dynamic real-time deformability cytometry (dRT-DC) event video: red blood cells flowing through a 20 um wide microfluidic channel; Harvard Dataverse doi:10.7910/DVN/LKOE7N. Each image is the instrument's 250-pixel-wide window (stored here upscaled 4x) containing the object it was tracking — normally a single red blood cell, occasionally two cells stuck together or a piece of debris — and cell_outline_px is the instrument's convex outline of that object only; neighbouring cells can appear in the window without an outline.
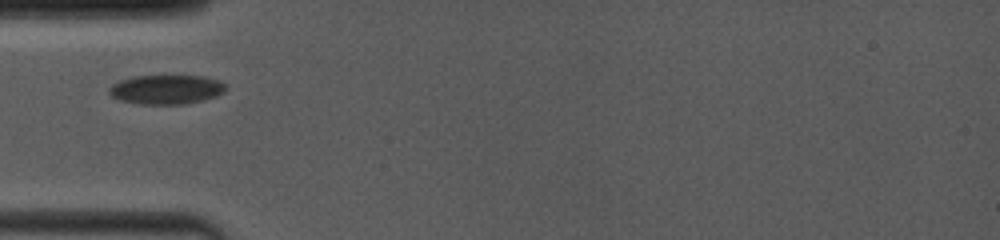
{"species": "common noctule bat (a hibernating species)", "species_latin": "Nyctalus noctula", "temperature_condition": "room temperature", "stored_images_in_passage": 3, "camera_frame_rate_fps": 4000, "um_per_image_px": 0.085, "animal": {"sex": "female", "body_mass_g": 19.0, "forearm_length_mm": 53.3}, "frame": {"image": 1, "passage_image": 1, "time_ms": 0.0, "image_size_px": [1000, 240], "cell_outline_px": [[224, 88], [216, 96], [184, 104], [140, 104], [120, 100], [112, 96], [108, 92], [108, 88], [120, 80], [132, 76], [200, 76], [220, 80], [224, 84]], "centroid_in_image_um": [14.07, 7.6], "position_along_channel_um": 70.9, "area_um2": 19.59}}